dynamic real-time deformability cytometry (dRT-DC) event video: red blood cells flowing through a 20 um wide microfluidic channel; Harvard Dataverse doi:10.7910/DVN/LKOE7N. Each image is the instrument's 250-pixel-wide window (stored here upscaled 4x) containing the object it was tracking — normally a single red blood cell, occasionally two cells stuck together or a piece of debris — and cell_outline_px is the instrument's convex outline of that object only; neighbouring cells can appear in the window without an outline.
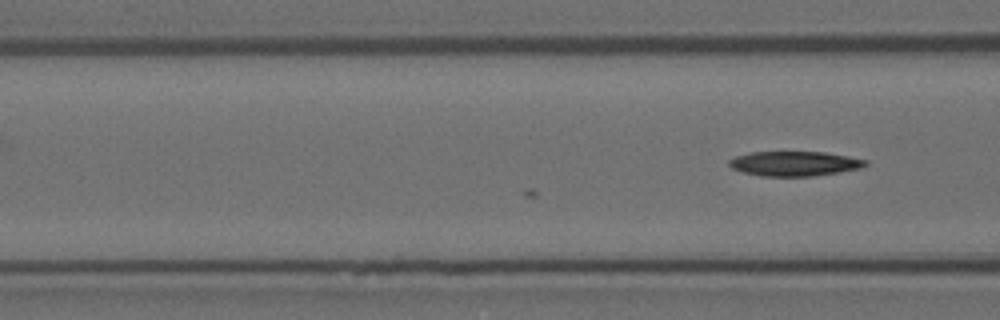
{"species": "Egyptian fruit bat (a non-hibernating species)", "species_latin": "Rousettus aegyptiacus", "temperature_condition": "room temperature", "stored_images_in_passage": 5, "camera_frame_rate_fps": 3000, "um_per_image_px": 0.085, "animal": {"sex": "female"}, "frame": {"image": 1, "passage_image": 5, "time_ms": 1.333, "image_size_px": [1000, 320], "cell_outline_px": [[868, 164], [860, 168], [840, 172], [812, 176], [760, 176], [744, 172], [732, 168], [728, 164], [728, 160], [736, 156], [752, 152], [824, 152], [848, 156], [868, 160]], "centroid_in_image_um": [67.54, 13.9], "position_along_channel_um": 99.1, "area_um2": 19.59}}